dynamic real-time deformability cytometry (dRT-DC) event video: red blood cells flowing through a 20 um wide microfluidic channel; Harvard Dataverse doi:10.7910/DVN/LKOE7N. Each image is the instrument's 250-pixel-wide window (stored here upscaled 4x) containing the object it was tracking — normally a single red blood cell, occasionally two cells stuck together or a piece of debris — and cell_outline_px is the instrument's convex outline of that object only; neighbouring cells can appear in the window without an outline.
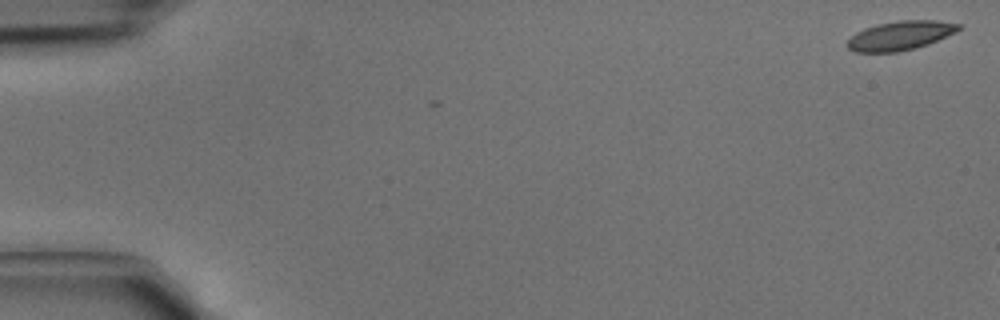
{"species": "common noctule bat (a hibernating species)", "species_latin": "Nyctalus noctula", "temperature_condition": "cold", "stored_images_in_passage": 3, "camera_frame_rate_fps": 3000, "um_per_image_px": 0.085, "animal": {"sex": "male", "body_mass_g": 15.6}, "frame": {"image": 1, "passage_image": 1, "time_ms": 0.0, "image_size_px": [1000, 320], "cell_outline_px": [[960, 28], [956, 32], [928, 44], [916, 48], [896, 52], [856, 52], [848, 48], [848, 40], [856, 32], [864, 28], [876, 24], [900, 20], [936, 20], [960, 24]], "centroid_in_image_um": [76.52, 3.02], "position_along_channel_um": 8.5, "area_um2": 18.79}}